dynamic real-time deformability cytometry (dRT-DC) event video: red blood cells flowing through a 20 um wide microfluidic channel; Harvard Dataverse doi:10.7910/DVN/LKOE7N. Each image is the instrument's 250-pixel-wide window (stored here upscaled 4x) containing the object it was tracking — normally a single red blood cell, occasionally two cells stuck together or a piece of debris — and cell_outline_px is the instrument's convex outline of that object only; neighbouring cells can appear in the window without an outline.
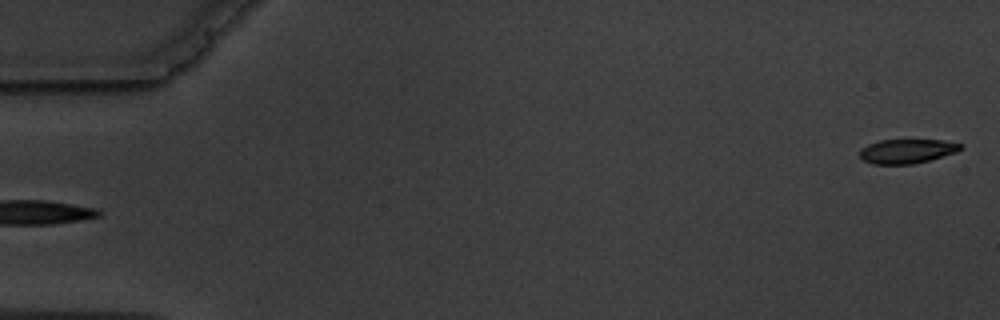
{"species": "common noctule bat (a hibernating species)", "species_latin": "Nyctalus noctula", "temperature_condition": "warm", "stored_images_in_passage": 6, "segment_of_instrument_passage": [2, 2], "camera_frame_rate_fps": 3000, "um_per_image_px": 0.085, "animal": {"sex": "male", "body_mass_g": 19.5, "forearm_length_mm": 54.6}, "frame": {"image": 1, "passage_image": 6, "time_ms": 5.667, "image_size_px": [1000, 320], "cell_outline_px": [[964, 148], [956, 152], [928, 160], [912, 164], [872, 164], [864, 160], [860, 156], [860, 148], [868, 144], [880, 140], [944, 140], [964, 144]], "centroid_in_image_um": [77.11, 12.84], "position_along_channel_um": 7.9, "area_um2": 14.28}}